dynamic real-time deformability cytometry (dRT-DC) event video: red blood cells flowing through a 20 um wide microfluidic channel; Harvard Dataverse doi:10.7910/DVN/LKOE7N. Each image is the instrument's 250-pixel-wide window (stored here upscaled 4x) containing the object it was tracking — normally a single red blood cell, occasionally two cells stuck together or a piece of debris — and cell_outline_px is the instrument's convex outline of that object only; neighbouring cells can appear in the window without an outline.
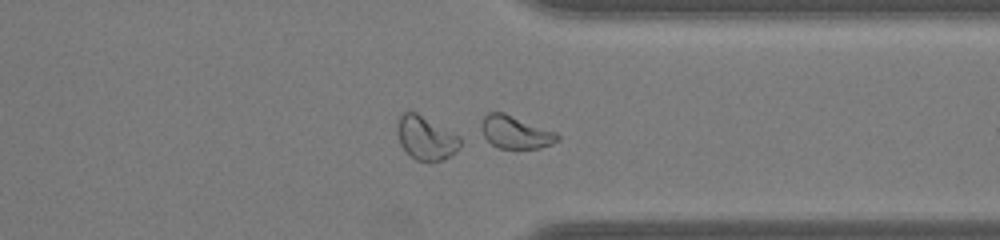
{"species": "common noctule bat (a hibernating species)", "species_latin": "Nyctalus noctula", "temperature_condition": "warm", "stored_images_in_passage": 47, "segment_of_instrument_passage": [2, 2], "camera_frame_rate_fps": 3000, "um_per_image_px": 0.085, "animal": {"sex": "male", "body_mass_g": 19.0, "forearm_length_mm": 50.8}, "frame": {"image": 1, "passage_image": 37, "time_ms": 12.0, "image_size_px": [1000, 240], "cell_outline_px": [[560, 140], [552, 144], [540, 148], [500, 148], [492, 144], [484, 136], [480, 128], [480, 120], [488, 112], [504, 112], [556, 132], [560, 136]], "centroid_in_image_um": [43.81, 11.22], "position_along_channel_um": 367.6, "area_um2": 14.62}}